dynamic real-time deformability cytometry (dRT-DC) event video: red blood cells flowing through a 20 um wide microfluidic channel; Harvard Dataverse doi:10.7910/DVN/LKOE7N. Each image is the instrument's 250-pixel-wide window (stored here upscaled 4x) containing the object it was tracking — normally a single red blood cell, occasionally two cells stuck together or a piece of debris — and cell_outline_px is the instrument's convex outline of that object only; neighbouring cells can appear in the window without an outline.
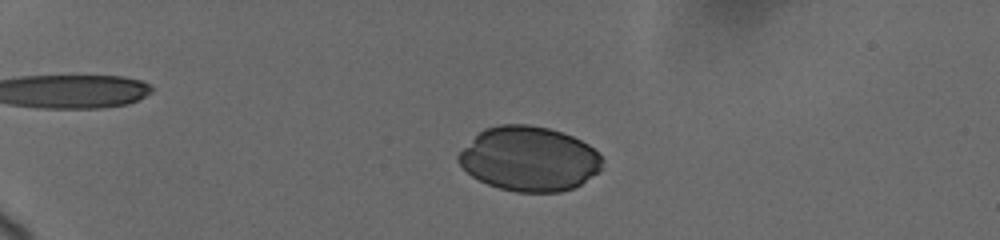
{"species": "human", "species_latin": "Homo sapiens", "temperature_condition": "cold", "stored_images_in_passage": 49, "camera_frame_rate_fps": 3000, "um_per_image_px": 0.085, "donor": {"sex": "female"}, "frame": {"image": 1, "passage_image": 9, "time_ms": 3.0, "image_size_px": [1000, 240], "cell_outline_px": [[604, 160], [600, 172], [580, 184], [572, 188], [560, 192], [516, 192], [500, 188], [488, 184], [472, 176], [456, 160], [456, 156], [484, 128], [500, 124], [528, 124], [548, 128], [572, 136], [588, 144]], "centroid_in_image_um": [44.99, 13.5], "position_along_channel_um": 40.0, "area_um2": 53.87}}
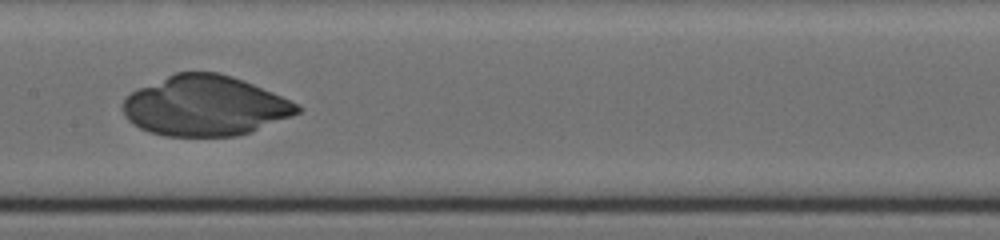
{"frame": {"image": 2, "passage_image": 26, "time_ms": 9.0, "image_size_px": [1000, 240], "cell_outline_px": [[304, 108], [300, 112], [292, 116], [252, 132], [236, 136], [164, 136], [148, 132], [132, 124], [124, 116], [120, 104], [132, 92], [140, 88], [176, 72], [216, 72], [232, 76], [244, 80], [300, 104]], "centroid_in_image_um": [17.44, 9.01], "position_along_channel_um": 190.0, "area_um2": 61.33}}
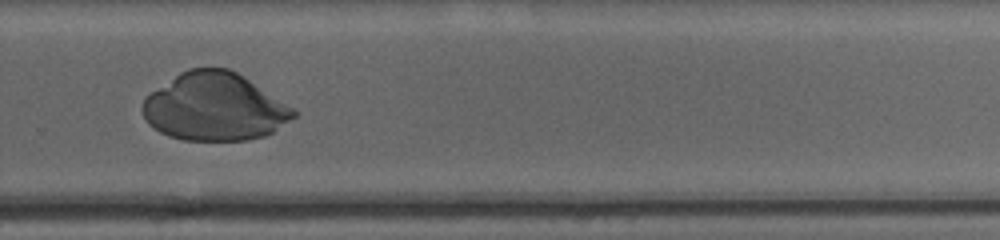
{"frame": {"image": 3, "passage_image": 36, "time_ms": 12.333, "image_size_px": [1000, 240], "cell_outline_px": [[296, 116], [272, 132], [264, 136], [248, 140], [184, 140], [168, 136], [152, 128], [148, 124], [140, 108], [144, 100], [152, 92], [180, 72], [192, 68], [228, 68], [236, 72], [292, 108], [296, 112]], "centroid_in_image_um": [18.19, 9.11], "position_along_channel_um": 311.6, "area_um2": 58.96}}